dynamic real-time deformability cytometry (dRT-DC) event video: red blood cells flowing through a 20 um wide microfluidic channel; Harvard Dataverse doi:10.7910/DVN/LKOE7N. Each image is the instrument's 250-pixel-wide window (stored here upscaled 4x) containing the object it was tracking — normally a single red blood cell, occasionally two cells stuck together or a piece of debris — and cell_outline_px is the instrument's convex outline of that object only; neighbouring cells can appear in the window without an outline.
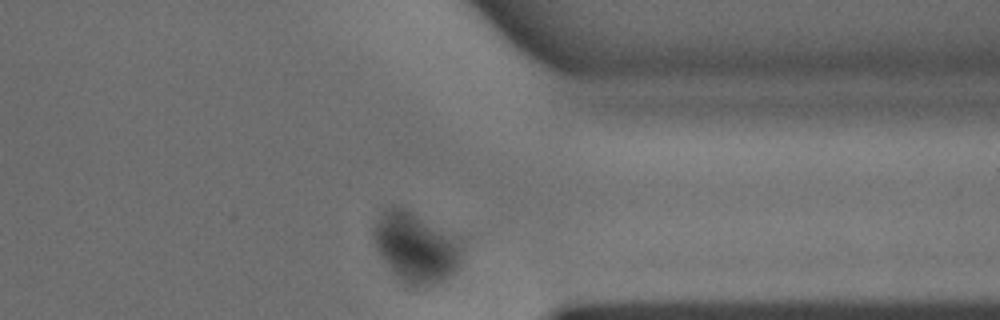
{"species": "common noctule bat (a hibernating species)", "species_latin": "Nyctalus noctula", "temperature_condition": "warm", "stored_images_in_passage": 21, "camera_frame_rate_fps": 3000, "um_per_image_px": 0.085, "animal": {"sex": "male", "body_mass_g": 15.6}, "frame": {"image": 1, "passage_image": 21, "time_ms": 6.667, "image_size_px": [1000, 320], "cell_outline_px": [[460, 268], [456, 272], [432, 284], [408, 284], [400, 280], [392, 272], [380, 256], [376, 248], [372, 236], [372, 228], [384, 212], [392, 204], [404, 208], [460, 244]], "centroid_in_image_um": [35.25, 21.06], "position_along_channel_um": 376.2, "area_um2": 34.28}}